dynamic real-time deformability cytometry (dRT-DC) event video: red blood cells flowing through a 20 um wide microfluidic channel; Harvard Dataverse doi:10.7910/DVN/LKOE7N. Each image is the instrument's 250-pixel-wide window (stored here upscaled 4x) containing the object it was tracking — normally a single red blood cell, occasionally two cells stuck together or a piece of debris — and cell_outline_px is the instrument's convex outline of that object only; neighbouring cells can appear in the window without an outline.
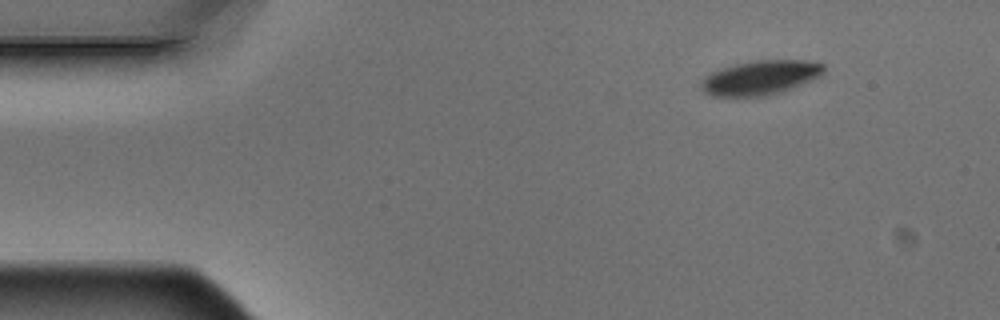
{"species": "Egyptian fruit bat (a non-hibernating species)", "species_latin": "Rousettus aegyptiacus", "temperature_condition": "warm", "stored_images_in_passage": 4, "camera_frame_rate_fps": 3000, "um_per_image_px": 0.085, "animal": {"sex": "male"}, "frame": {"image": 1, "passage_image": 1, "time_ms": 0.0, "image_size_px": [1000, 320], "cell_outline_px": [[824, 72], [820, 76], [812, 80], [792, 88], [780, 92], [764, 96], [712, 96], [704, 92], [700, 88], [700, 80], [704, 76], [720, 68], [736, 64], [756, 60], [804, 60], [824, 64]], "centroid_in_image_um": [64.6, 6.6], "position_along_channel_um": 20.4, "area_um2": 24.62}}
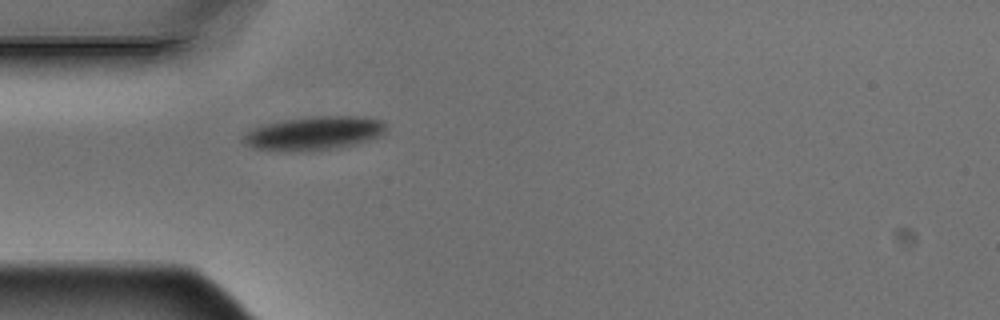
{"frame": {"image": 2, "passage_image": 4, "time_ms": 1.0, "image_size_px": [1000, 320], "cell_outline_px": [[384, 132], [380, 136], [368, 140], [336, 148], [312, 152], [296, 152], [252, 148], [244, 144], [244, 136], [252, 128], [260, 124], [284, 120], [316, 116], [364, 116], [380, 120], [384, 124]], "centroid_in_image_um": [26.65, 11.33], "position_along_channel_um": 58.3, "area_um2": 28.09}}